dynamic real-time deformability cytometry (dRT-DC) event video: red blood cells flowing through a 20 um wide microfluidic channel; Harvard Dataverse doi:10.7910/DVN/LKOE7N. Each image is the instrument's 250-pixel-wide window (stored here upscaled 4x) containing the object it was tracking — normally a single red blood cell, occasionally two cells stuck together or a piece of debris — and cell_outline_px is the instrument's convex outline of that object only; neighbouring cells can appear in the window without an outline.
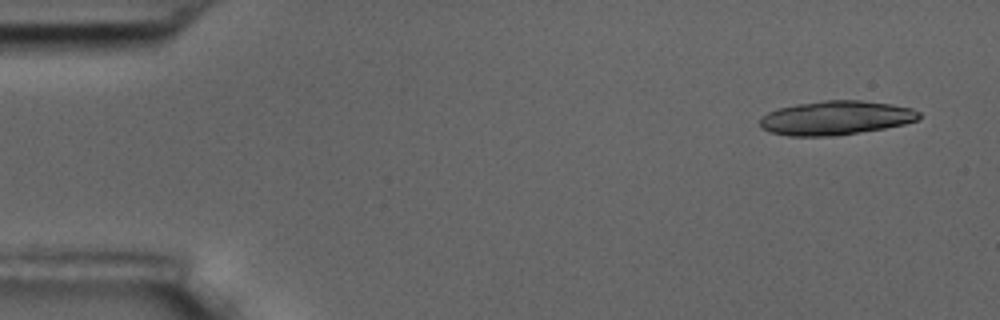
{"species": "common noctule bat (a hibernating species)", "species_latin": "Nyctalus noctula", "temperature_condition": "room temperature", "stored_images_in_passage": 6, "camera_frame_rate_fps": 3000, "um_per_image_px": 0.085, "animal": {"sex": "male", "body_mass_g": 17.5, "forearm_length_mm": 52.3}, "frame": {"image": 1, "passage_image": 1, "time_ms": 0.0, "image_size_px": [1000, 320], "cell_outline_px": [[920, 116], [916, 120], [904, 124], [884, 128], [836, 136], [788, 136], [768, 132], [760, 128], [760, 120], [768, 112], [780, 108], [796, 104], [824, 100], [860, 100], [892, 104], [912, 108], [920, 112]], "centroid_in_image_um": [71.03, 10.02], "position_along_channel_um": 14.0, "area_um2": 31.62}}